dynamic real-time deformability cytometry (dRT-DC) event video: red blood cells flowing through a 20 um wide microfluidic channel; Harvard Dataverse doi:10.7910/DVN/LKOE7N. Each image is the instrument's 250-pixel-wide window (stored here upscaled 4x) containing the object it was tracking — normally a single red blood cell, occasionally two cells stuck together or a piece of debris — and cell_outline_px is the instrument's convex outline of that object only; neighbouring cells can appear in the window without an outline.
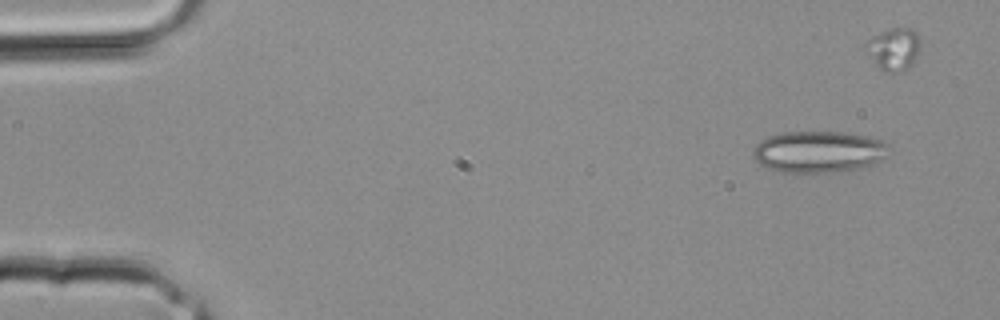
{"species": "common noctule bat (a hibernating species)", "species_latin": "Nyctalus noctula", "temperature_condition": "room temperature", "stored_images_in_passage": 2, "camera_frame_rate_fps": 3000, "um_per_image_px": 0.085, "animal": {"sex": "male", "body_mass_g": 20.4}, "frame": {"image": 1, "passage_image": 1, "time_ms": 0.0, "image_size_px": [1000, 320], "cell_outline_px": [[892, 148], [884, 160], [876, 164], [840, 172], [784, 172], [768, 168], [756, 164], [752, 156], [752, 148], [760, 140], [768, 136], [784, 132], [840, 132], [868, 136], [884, 140]], "centroid_in_image_um": [69.61, 12.9], "position_along_channel_um": 15.4, "area_um2": 33.64}}